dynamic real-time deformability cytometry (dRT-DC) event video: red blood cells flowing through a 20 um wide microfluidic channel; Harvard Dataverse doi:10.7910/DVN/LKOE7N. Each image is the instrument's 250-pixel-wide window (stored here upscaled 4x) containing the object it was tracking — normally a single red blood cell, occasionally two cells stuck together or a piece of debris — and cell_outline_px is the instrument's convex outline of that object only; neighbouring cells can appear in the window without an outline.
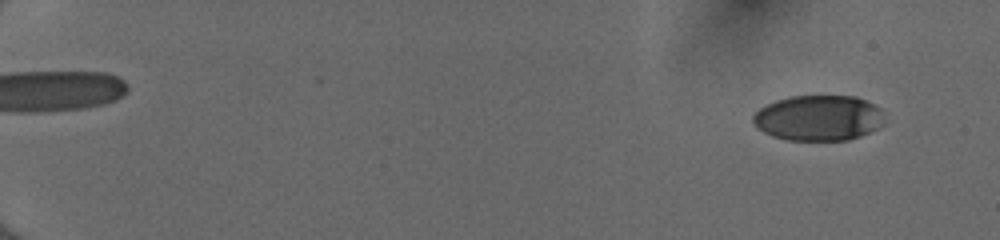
{"species": "human", "species_latin": "Homo sapiens", "temperature_condition": "cold", "stored_images_in_passage": 55, "camera_frame_rate_fps": 3000, "um_per_image_px": 0.085, "donor": {"sex": "female"}, "frame": {"image": 1, "passage_image": 5, "time_ms": 1.333, "image_size_px": [1000, 240], "cell_outline_px": [[884, 124], [860, 136], [848, 140], [788, 140], [772, 136], [764, 132], [752, 120], [752, 116], [760, 108], [776, 100], [788, 96], [856, 96], [880, 108], [884, 112]], "centroid_in_image_um": [69.59, 10.02], "position_along_channel_um": 15.4, "area_um2": 34.8}}
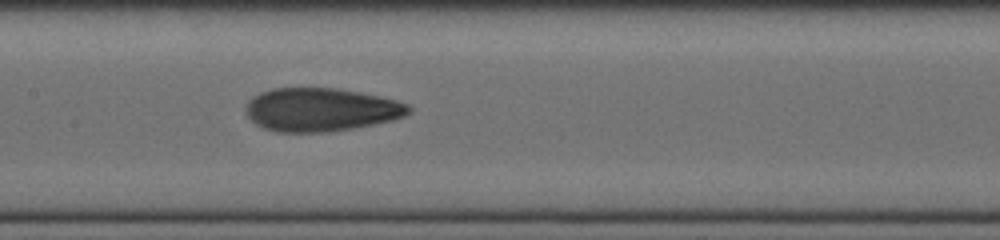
{"frame": {"image": 2, "passage_image": 31, "time_ms": 10.0, "image_size_px": [1000, 240], "cell_outline_px": [[412, 112], [404, 116], [392, 120], [352, 128], [328, 132], [276, 132], [264, 128], [256, 124], [244, 112], [244, 108], [248, 100], [252, 96], [260, 92], [272, 88], [336, 88], [380, 96], [396, 100], [408, 104], [412, 108]], "centroid_in_image_um": [27.25, 9.32], "position_along_channel_um": 180.2, "area_um2": 41.33}}
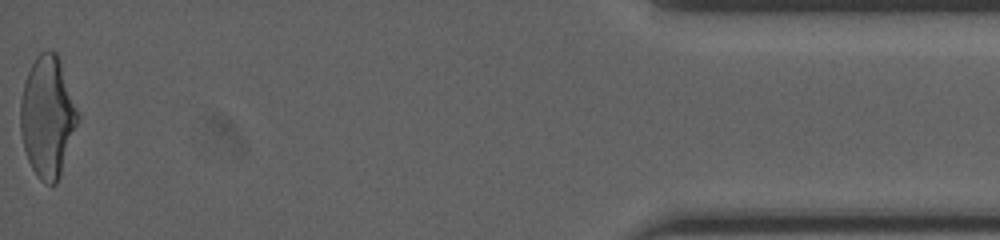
{"frame": {"image": 3, "passage_image": 55, "time_ms": 18.0, "image_size_px": [1000, 240], "cell_outline_px": [[80, 116], [56, 184], [48, 184], [40, 180], [36, 176], [28, 160], [24, 148], [20, 132], [20, 100], [24, 84], [28, 72], [36, 56], [40, 52], [48, 48], [56, 52], [60, 60]], "centroid_in_image_um": [4.02, 9.89], "position_along_channel_um": 431.2, "area_um2": 40.23}, "authors_computed_cell_mechanics": {"area_um2": 39.0728, "velocity_mm_per_s": 4.0266, "shape_relaxation_time_tau1_ms": 4.2711, "shape_relaxation_time_tau2_ms": 1.3891, "deformation_change_tau1": 0.159, "deformation_change_tau2": 0.0764}}